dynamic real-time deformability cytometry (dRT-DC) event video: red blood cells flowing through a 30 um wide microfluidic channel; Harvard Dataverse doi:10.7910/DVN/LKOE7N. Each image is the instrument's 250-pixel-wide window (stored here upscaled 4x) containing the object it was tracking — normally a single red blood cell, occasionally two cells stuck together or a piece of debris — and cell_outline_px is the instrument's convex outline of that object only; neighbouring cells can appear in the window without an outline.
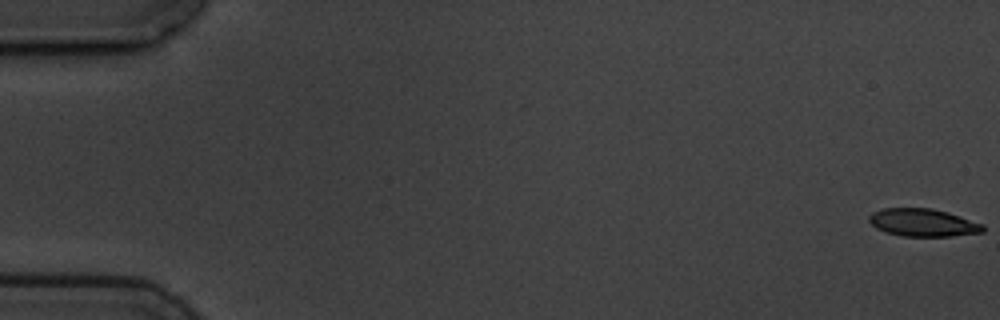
{"species": "common noctule bat (a hibernating species)", "species_latin": "Nyctalus noctula", "temperature_condition": "cold", "stored_images_in_passage": 6, "camera_frame_rate_fps": 3000, "um_per_image_px": 0.085, "animal": {"sex": "male", "body_mass_g": 19.5, "forearm_length_mm": 54.6}, "frame": {"image": 1, "passage_image": 1, "time_ms": 0.0, "image_size_px": [1000, 320], "cell_outline_px": [[984, 232], [952, 236], [904, 236], [884, 232], [876, 228], [868, 220], [868, 216], [872, 212], [884, 208], [932, 208], [948, 212], [984, 224]], "centroid_in_image_um": [78.45, 18.92], "position_along_channel_um": 6.6, "area_um2": 18.5}}
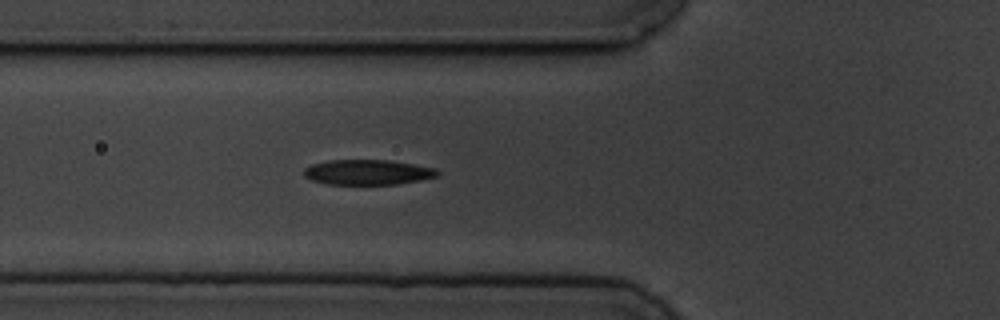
{"frame": {"image": 2, "passage_image": 6, "time_ms": 6.667, "image_size_px": [1000, 320], "cell_outline_px": [[440, 172], [436, 176], [420, 180], [396, 184], [324, 184], [312, 180], [304, 176], [304, 168], [312, 164], [328, 160], [388, 160], [436, 168]], "centroid_in_image_um": [31.22, 14.64], "position_along_channel_um": 94.6, "area_um2": 19.48}}